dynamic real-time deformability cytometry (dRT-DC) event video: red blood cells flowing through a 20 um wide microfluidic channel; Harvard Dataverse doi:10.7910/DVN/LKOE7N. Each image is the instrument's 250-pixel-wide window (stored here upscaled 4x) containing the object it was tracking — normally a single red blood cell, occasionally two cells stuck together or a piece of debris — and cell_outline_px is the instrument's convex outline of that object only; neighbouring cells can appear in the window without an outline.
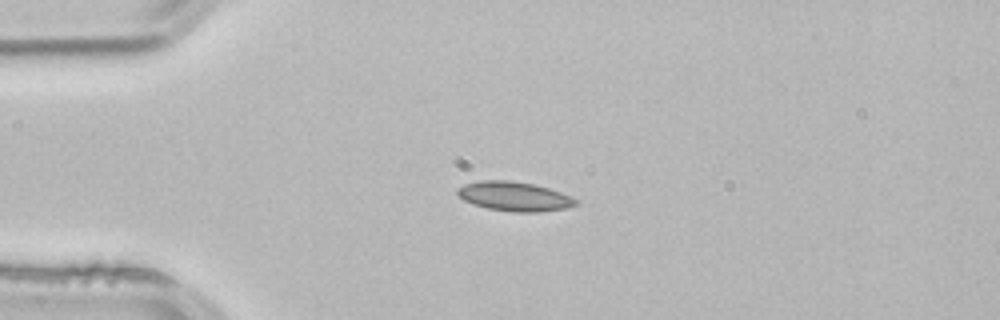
{"species": "common noctule bat (a hibernating species)", "species_latin": "Nyctalus noctula", "temperature_condition": "room temperature", "stored_images_in_passage": 3, "camera_frame_rate_fps": 3000, "um_per_image_px": 0.085, "animal": {"sex": "male", "body_mass_g": 21.5, "forearm_length_mm": 52.0}, "frame": {"image": 1, "passage_image": 3, "time_ms": 0.667, "image_size_px": [1000, 320], "cell_outline_px": [[580, 204], [564, 208], [540, 212], [512, 212], [488, 208], [472, 204], [464, 200], [456, 192], [456, 188], [464, 184], [480, 180], [508, 180], [532, 184], [548, 188], [560, 192], [576, 200]], "centroid_in_image_um": [43.68, 16.69], "position_along_channel_um": 41.3, "area_um2": 20.11}}